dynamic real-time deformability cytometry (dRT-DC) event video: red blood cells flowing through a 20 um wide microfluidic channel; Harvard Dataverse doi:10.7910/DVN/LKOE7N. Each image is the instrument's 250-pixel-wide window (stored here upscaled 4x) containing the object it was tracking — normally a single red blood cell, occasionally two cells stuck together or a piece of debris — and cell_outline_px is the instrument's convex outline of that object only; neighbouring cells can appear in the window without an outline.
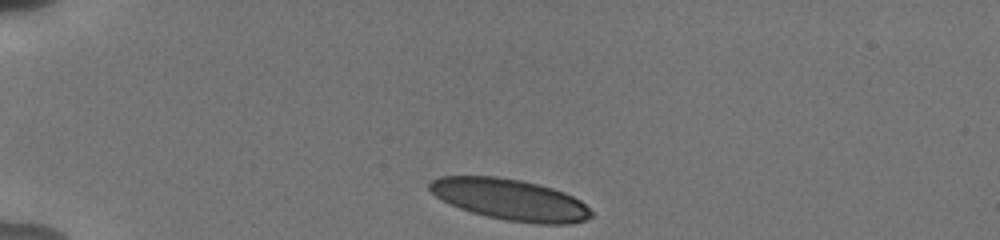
{"species": "human", "species_latin": "Homo sapiens", "temperature_condition": "cold", "stored_images_in_passage": 35, "camera_frame_rate_fps": 3000, "um_per_image_px": 0.085, "donor": {"sex": "male"}, "frame": {"image": 1, "passage_image": 1, "time_ms": 0.0, "image_size_px": [1000, 240], "cell_outline_px": [[592, 216], [584, 220], [572, 224], [540, 224], [508, 220], [488, 216], [472, 212], [460, 208], [436, 196], [428, 188], [428, 184], [432, 180], [440, 176], [496, 176], [520, 180], [552, 188], [564, 192], [580, 200], [592, 212]], "centroid_in_image_um": [43.37, 16.96], "position_along_channel_um": 41.6, "area_um2": 38.38}}
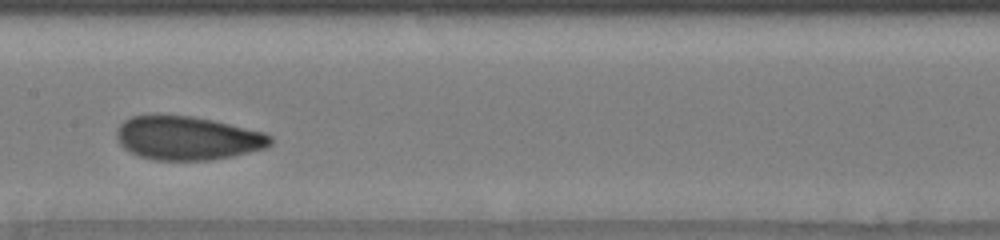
{"frame": {"image": 2, "passage_image": 17, "time_ms": 5.333, "image_size_px": [1000, 240], "cell_outline_px": [[272, 144], [264, 148], [232, 156], [208, 160], [156, 160], [140, 156], [124, 148], [120, 144], [116, 136], [116, 132], [120, 124], [124, 120], [132, 116], [160, 112], [192, 116], [212, 120], [264, 132], [272, 136]], "centroid_in_image_um": [15.89, 11.7], "position_along_channel_um": 191.5, "area_um2": 39.59}}
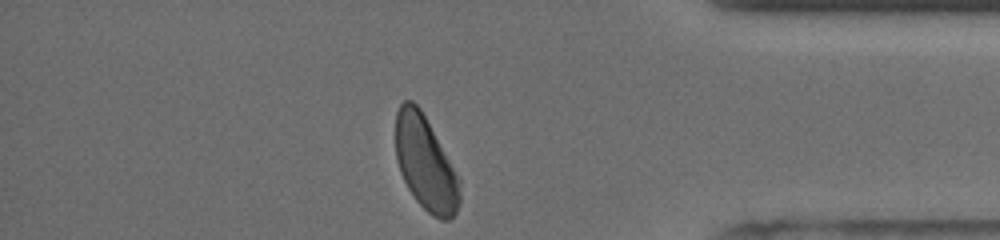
{"frame": {"image": 3, "passage_image": 35, "time_ms": 11.333, "image_size_px": [1000, 240], "cell_outline_px": [[460, 200], [456, 212], [448, 220], [440, 220], [432, 216], [416, 200], [408, 188], [400, 172], [396, 160], [396, 112], [400, 104], [404, 100], [412, 100], [420, 108], [460, 180]], "centroid_in_image_um": [36.15, 13.9], "position_along_channel_um": 399.1, "area_um2": 34.74}, "authors_computed_cell_mechanics": {"area_um2": 38.9572, "velocity_mm_per_s": 3.7869, "shape_relaxation_time_tau1_ms": 3.0052, "shape_relaxation_time_tau2_ms": 1.0019, "deformation_change_tau1": 0.1317, "deformation_change_tau2": 0.0614}}